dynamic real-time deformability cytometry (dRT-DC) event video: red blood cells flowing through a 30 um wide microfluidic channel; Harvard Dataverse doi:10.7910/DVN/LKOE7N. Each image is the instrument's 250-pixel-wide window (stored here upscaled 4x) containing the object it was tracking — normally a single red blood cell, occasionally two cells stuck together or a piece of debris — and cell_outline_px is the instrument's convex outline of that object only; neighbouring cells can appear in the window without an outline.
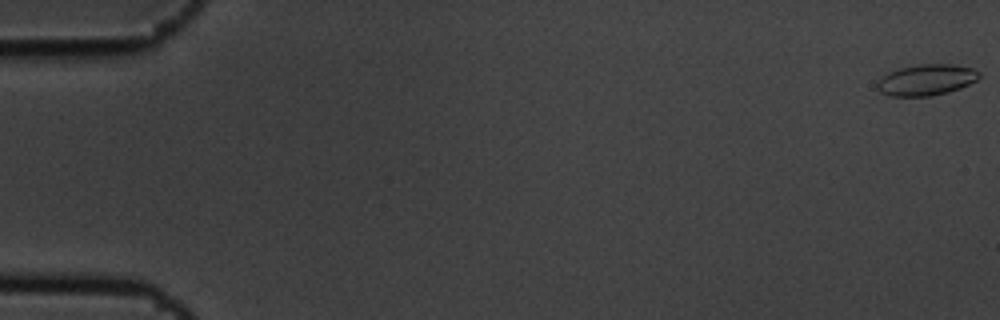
{"species": "common noctule bat (a hibernating species)", "species_latin": "Nyctalus noctula", "temperature_condition": "cold", "stored_images_in_passage": 15, "camera_frame_rate_fps": 3000, "um_per_image_px": 0.085, "animal": {"sex": "male", "body_mass_g": 19.5, "forearm_length_mm": 54.6}, "frame": {"image": 1, "passage_image": 1, "time_ms": 0.0, "image_size_px": [1000, 320], "cell_outline_px": [[980, 76], [976, 80], [960, 88], [948, 92], [932, 96], [888, 96], [880, 92], [876, 88], [876, 84], [888, 72], [900, 68], [920, 64], [952, 64], [972, 68], [980, 72]], "centroid_in_image_um": [78.73, 6.79], "position_along_channel_um": 6.3, "area_um2": 18.44}}
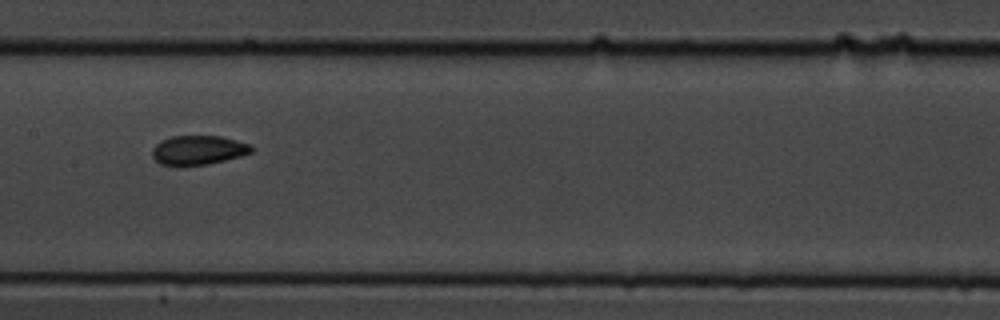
{"frame": {"image": 2, "passage_image": 8, "time_ms": 2.333, "image_size_px": [1000, 320], "cell_outline_px": [[252, 152], [240, 156], [208, 164], [160, 164], [152, 156], [152, 148], [160, 140], [172, 136], [220, 136], [252, 144]], "centroid_in_image_um": [16.86, 12.73], "position_along_channel_um": 190.5, "area_um2": 16.65}}
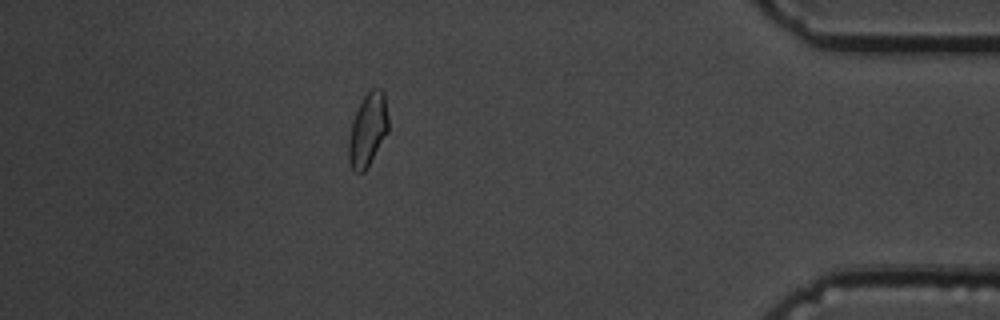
{"frame": {"image": 3, "passage_image": 14, "time_ms": 4.333, "image_size_px": [1000, 320], "cell_outline_px": [[388, 132], [364, 172], [352, 172], [348, 160], [348, 136], [352, 120], [364, 96], [372, 88], [380, 88], [384, 92], [388, 116]], "centroid_in_image_um": [31.24, 11.04], "position_along_channel_um": 404.0, "area_um2": 16.99}}